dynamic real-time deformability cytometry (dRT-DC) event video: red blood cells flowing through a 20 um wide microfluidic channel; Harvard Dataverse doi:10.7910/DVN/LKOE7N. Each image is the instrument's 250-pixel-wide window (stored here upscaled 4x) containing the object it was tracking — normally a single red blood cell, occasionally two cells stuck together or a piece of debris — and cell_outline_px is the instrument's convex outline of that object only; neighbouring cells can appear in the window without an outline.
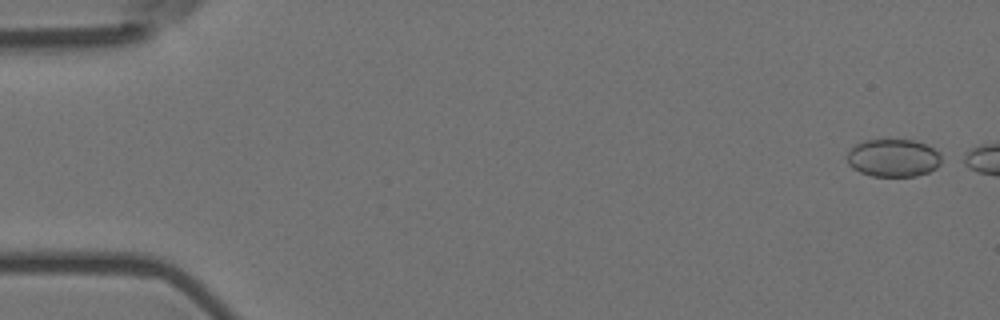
{"species": "Egyptian fruit bat (a non-hibernating species)", "species_latin": "Rousettus aegyptiacus", "temperature_condition": "room temperature", "stored_images_in_passage": 3, "camera_frame_rate_fps": 3000, "um_per_image_px": 0.085, "animal": {"sex": "female"}, "frame": {"image": 1, "passage_image": 1, "time_ms": 0.0, "image_size_px": [1000, 320], "cell_outline_px": [[940, 164], [936, 168], [928, 172], [916, 176], [872, 176], [860, 172], [852, 168], [848, 164], [848, 152], [856, 144], [868, 140], [916, 140], [928, 144], [940, 152]], "centroid_in_image_um": [75.96, 13.42], "position_along_channel_um": 9.0, "area_um2": 20.81}}